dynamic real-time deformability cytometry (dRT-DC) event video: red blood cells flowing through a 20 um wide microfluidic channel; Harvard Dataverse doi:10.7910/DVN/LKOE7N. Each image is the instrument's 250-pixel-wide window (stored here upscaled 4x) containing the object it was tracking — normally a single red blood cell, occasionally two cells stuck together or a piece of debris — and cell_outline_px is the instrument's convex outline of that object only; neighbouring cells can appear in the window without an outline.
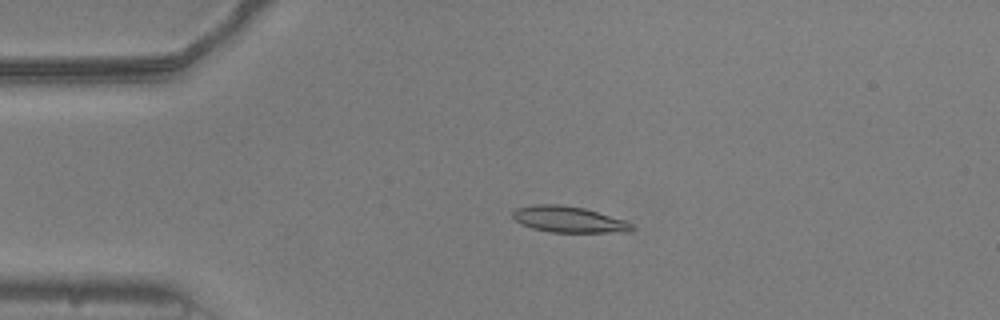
{"species": "common noctule bat (a hibernating species)", "species_latin": "Nyctalus noctula", "temperature_condition": "warm", "stored_images_in_passage": 34, "camera_frame_rate_fps": 3000, "um_per_image_px": 0.085, "animal": {"sex": "male", "body_mass_g": 20.5, "forearm_length_mm": 52.5}, "frame": {"image": 1, "passage_image": 6, "time_ms": 1.667, "image_size_px": [1000, 320], "cell_outline_px": [[636, 228], [628, 232], [552, 232], [532, 228], [520, 224], [512, 216], [512, 212], [516, 208], [536, 204], [560, 204], [584, 208], [624, 220], [632, 224]], "centroid_in_image_um": [48.32, 18.65], "position_along_channel_um": 36.7, "area_um2": 18.09}}
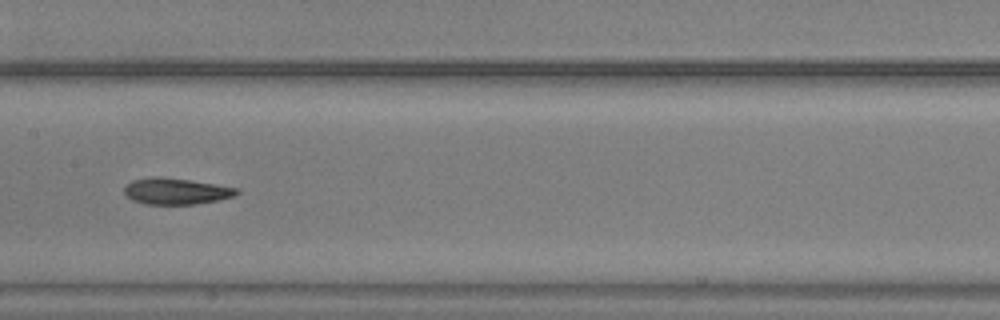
{"frame": {"image": 2, "passage_image": 21, "time_ms": 6.667, "image_size_px": [1000, 320], "cell_outline_px": [[240, 192], [236, 196], [220, 200], [192, 204], [144, 204], [132, 200], [124, 192], [124, 188], [132, 180], [152, 176], [160, 176], [192, 180], [240, 188]], "centroid_in_image_um": [15.01, 16.24], "position_along_channel_um": 192.4, "area_um2": 17.46}}
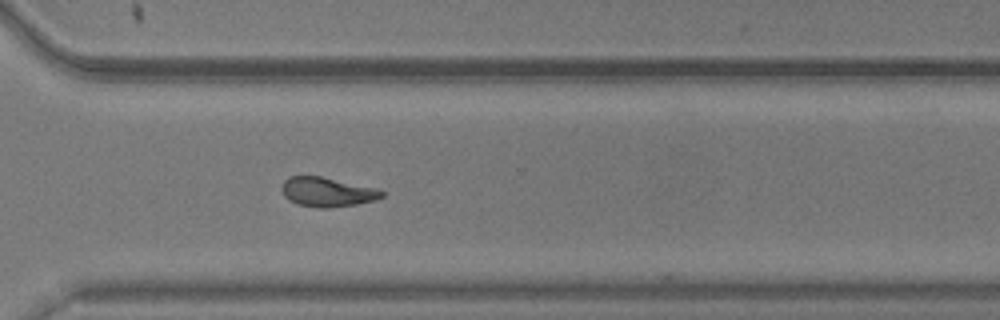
{"frame": {"image": 3, "passage_image": 33, "time_ms": 10.667, "image_size_px": [1000, 320], "cell_outline_px": [[384, 196], [376, 200], [356, 204], [328, 208], [320, 208], [296, 204], [288, 200], [284, 196], [280, 188], [280, 184], [288, 176], [320, 176], [376, 188], [384, 192]], "centroid_in_image_um": [27.76, 16.32], "position_along_channel_um": 342.8, "area_um2": 17.28}}